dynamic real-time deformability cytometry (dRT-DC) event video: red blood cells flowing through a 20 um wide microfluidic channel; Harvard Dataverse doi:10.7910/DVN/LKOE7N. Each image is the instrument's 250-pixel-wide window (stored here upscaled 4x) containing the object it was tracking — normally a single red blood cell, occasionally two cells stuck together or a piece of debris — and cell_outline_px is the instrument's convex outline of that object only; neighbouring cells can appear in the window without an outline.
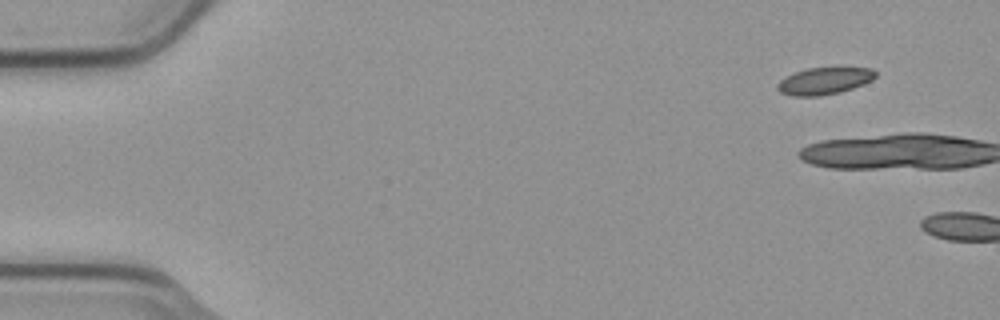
{"species": "common noctule bat (a hibernating species)", "species_latin": "Nyctalus noctula", "temperature_condition": "cold", "stored_images_in_passage": 3, "camera_frame_rate_fps": 3000, "um_per_image_px": 0.085, "animal": {"sex": "male", "body_mass_g": 23.1, "forearm_length_mm": 52.7}, "frame": {"image": 1, "passage_image": 1, "time_ms": 0.0, "image_size_px": [1000, 320], "cell_outline_px": [[876, 76], [872, 80], [864, 84], [840, 92], [820, 96], [792, 96], [780, 92], [776, 88], [776, 84], [784, 76], [808, 68], [840, 64], [872, 68], [876, 72]], "centroid_in_image_um": [70.11, 6.82], "position_along_channel_um": 14.9, "area_um2": 16.36}}